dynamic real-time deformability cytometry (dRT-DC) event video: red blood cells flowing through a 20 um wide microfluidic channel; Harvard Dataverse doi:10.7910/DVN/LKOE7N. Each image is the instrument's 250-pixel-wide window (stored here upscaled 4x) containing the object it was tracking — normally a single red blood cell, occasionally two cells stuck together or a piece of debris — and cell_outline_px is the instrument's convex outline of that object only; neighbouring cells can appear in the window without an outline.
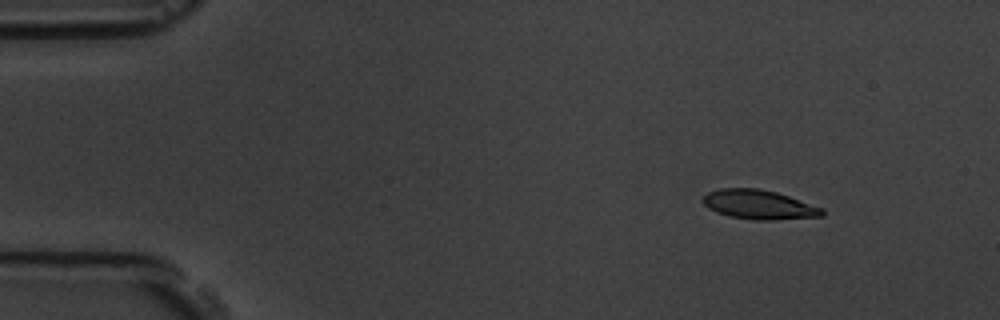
{"species": "common noctule bat (a hibernating species)", "species_latin": "Nyctalus noctula", "temperature_condition": "room temperature", "stored_images_in_passage": 4, "camera_frame_rate_fps": 3000, "um_per_image_px": 0.085, "animal": {"sex": "male", "body_mass_g": 19.5, "forearm_length_mm": 54.6}, "frame": {"image": 1, "passage_image": 2, "time_ms": 1.333, "image_size_px": [1000, 320], "cell_outline_px": [[824, 216], [772, 220], [752, 220], [728, 216], [716, 212], [708, 208], [700, 200], [708, 192], [720, 188], [756, 188], [776, 192], [824, 208]], "centroid_in_image_um": [64.49, 17.4], "position_along_channel_um": 20.5, "area_um2": 20.46}}
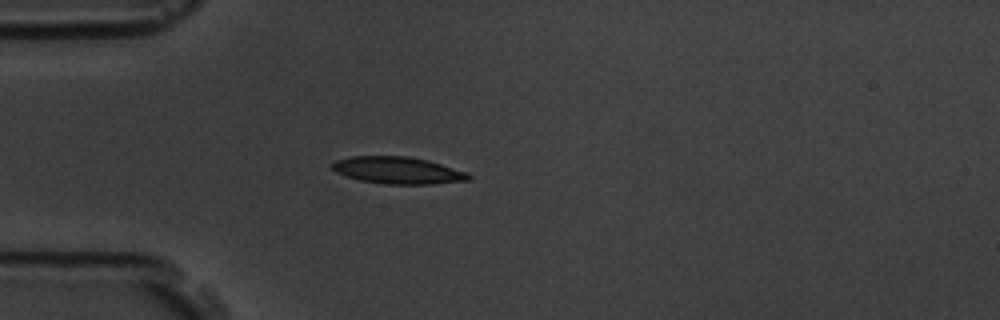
{"frame": {"image": 2, "passage_image": 4, "time_ms": 4.333, "image_size_px": [1000, 320], "cell_outline_px": [[472, 176], [468, 180], [432, 184], [388, 184], [360, 180], [336, 172], [332, 168], [332, 164], [336, 160], [352, 156], [408, 156], [428, 160], [468, 172]], "centroid_in_image_um": [33.85, 14.47], "position_along_channel_um": 51.2, "area_um2": 21.33}}